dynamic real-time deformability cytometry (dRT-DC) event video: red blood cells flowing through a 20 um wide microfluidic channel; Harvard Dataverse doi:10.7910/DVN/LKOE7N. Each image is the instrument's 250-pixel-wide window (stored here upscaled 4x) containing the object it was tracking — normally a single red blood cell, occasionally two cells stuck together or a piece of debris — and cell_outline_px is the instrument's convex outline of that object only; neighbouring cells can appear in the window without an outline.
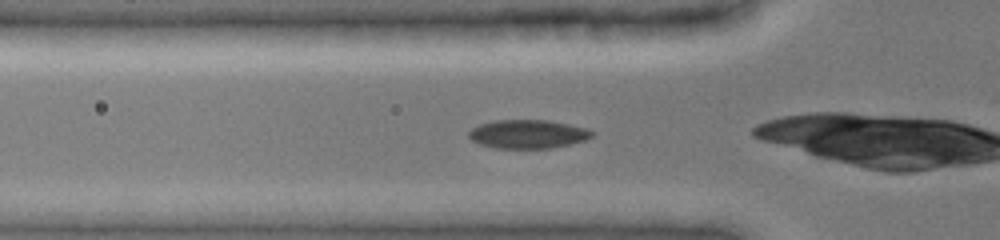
{"species": "common noctule bat (a hibernating species)", "species_latin": "Nyctalus noctula", "temperature_condition": "cold", "stored_images_in_passage": 6, "camera_frame_rate_fps": 3000, "um_per_image_px": 0.085, "animal": {"sex": "female", "body_mass_g": 19.0, "forearm_length_mm": 51.5}, "frame": {"image": 1, "passage_image": 4, "time_ms": 2.667, "image_size_px": [1000, 240], "cell_outline_px": [[596, 132], [592, 136], [584, 140], [552, 148], [496, 148], [480, 144], [472, 140], [468, 136], [468, 132], [472, 128], [480, 124], [496, 120], [548, 120], [588, 128]], "centroid_in_image_um": [44.87, 11.39], "position_along_channel_um": 80.9, "area_um2": 20.52}}